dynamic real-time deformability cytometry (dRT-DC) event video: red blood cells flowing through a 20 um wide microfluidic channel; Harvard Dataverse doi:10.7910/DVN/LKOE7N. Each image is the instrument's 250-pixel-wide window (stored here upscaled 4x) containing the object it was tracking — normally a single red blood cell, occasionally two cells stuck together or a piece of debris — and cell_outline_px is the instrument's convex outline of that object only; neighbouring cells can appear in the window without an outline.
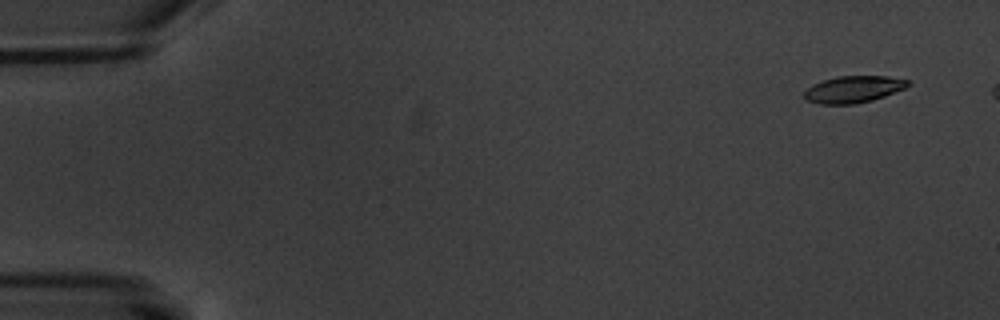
{"species": "common noctule bat (a hibernating species)", "species_latin": "Nyctalus noctula", "temperature_condition": "warm", "stored_images_in_passage": 10, "camera_frame_rate_fps": 3000, "um_per_image_px": 0.085, "animal": {"sex": "male", "body_mass_g": 20.1, "forearm_length_mm": 53.5}, "frame": {"image": 1, "passage_image": 1, "time_ms": 0.0, "image_size_px": [1000, 320], "cell_outline_px": [[912, 84], [904, 88], [884, 96], [872, 100], [856, 104], [820, 104], [804, 100], [804, 92], [812, 84], [836, 76], [888, 76], [908, 80]], "centroid_in_image_um": [72.52, 7.59], "position_along_channel_um": 12.5, "area_um2": 16.24}}
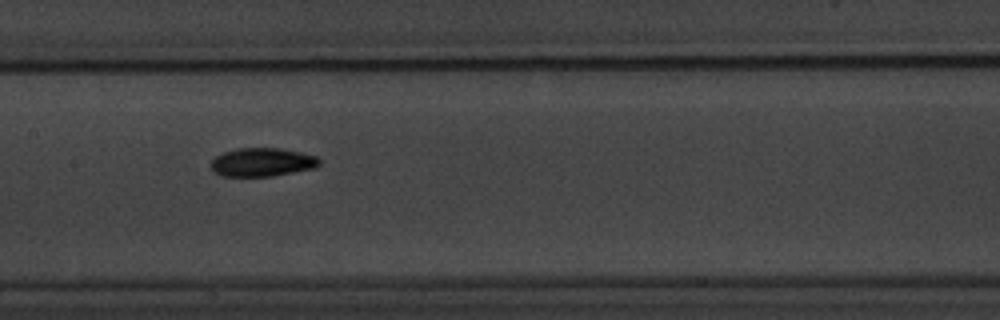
{"frame": {"image": 2, "passage_image": 9, "time_ms": 9.0, "image_size_px": [1000, 320], "cell_outline_px": [[320, 164], [316, 168], [272, 176], [220, 176], [212, 172], [208, 164], [216, 156], [224, 152], [236, 148], [280, 148], [300, 152], [316, 156], [320, 160]], "centroid_in_image_um": [22.24, 13.79], "position_along_channel_um": 185.2, "area_um2": 18.26}}